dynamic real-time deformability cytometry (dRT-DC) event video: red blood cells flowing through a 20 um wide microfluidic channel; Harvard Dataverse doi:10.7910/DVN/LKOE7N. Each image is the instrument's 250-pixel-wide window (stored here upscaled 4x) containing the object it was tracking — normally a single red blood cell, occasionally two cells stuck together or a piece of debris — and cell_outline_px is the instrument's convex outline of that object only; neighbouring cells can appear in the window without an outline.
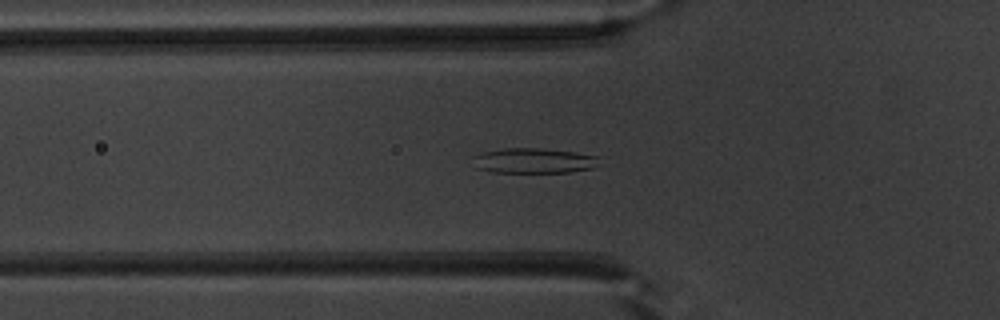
{"species": "common noctule bat (a hibernating species)", "species_latin": "Nyctalus noctula", "temperature_condition": "warm", "stored_images_in_passage": 48, "camera_frame_rate_fps": 3000, "um_per_image_px": 0.085, "animal": {"sex": "male", "body_mass_g": 20.1, "forearm_length_mm": 53.5}, "frame": {"image": 1, "passage_image": 15, "time_ms": 4.667, "image_size_px": [1000, 320], "cell_outline_px": [[604, 156], [592, 168], [572, 172], [492, 172], [476, 168], [472, 156], [480, 152], [504, 148], [540, 148]], "centroid_in_image_um": [45.37, 13.65], "position_along_channel_um": 80.4, "area_um2": 18.67}}
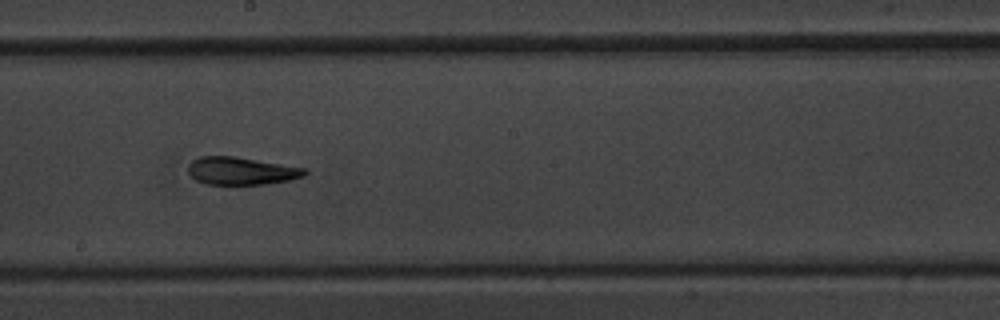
{"frame": {"image": 2, "passage_image": 26, "time_ms": 8.333, "image_size_px": [1000, 320], "cell_outline_px": [[308, 172], [304, 176], [288, 180], [264, 184], [208, 184], [196, 180], [188, 172], [188, 164], [192, 160], [200, 156], [232, 156], [308, 168]], "centroid_in_image_um": [20.51, 14.52], "position_along_channel_um": 227.7, "area_um2": 18.73}}
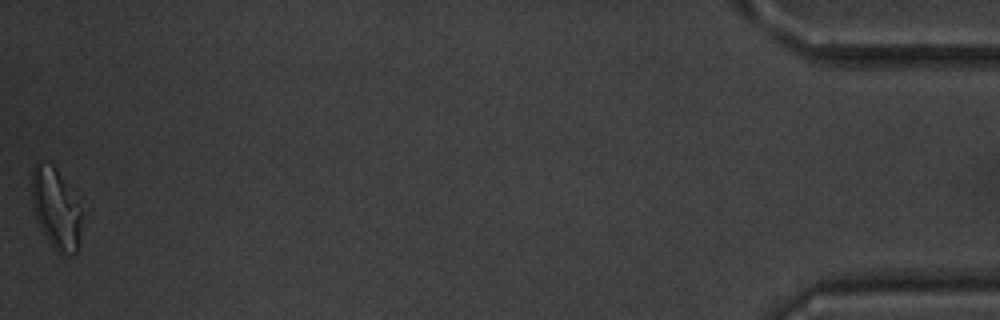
{"frame": {"image": 3, "passage_image": 48, "time_ms": 15.667, "image_size_px": [1000, 320], "cell_outline_px": [[80, 248], [76, 252], [60, 256], [52, 248], [32, 208], [32, 168], [36, 160], [52, 164], [56, 168], [76, 204], [80, 212]], "centroid_in_image_um": [4.71, 17.77], "position_along_channel_um": 430.5, "area_um2": 22.95}, "authors_computed_cell_mechanics": {"area_um2": 19.9121, "velocity_mm_per_s": 4.0018, "shape_relaxation_time_tau1_ms": 5.8764, "shape_relaxation_time_tau2_ms": 3.3242, "deformation_change_tau1": 0.1765, "deformation_change_tau2": 0.1081}}